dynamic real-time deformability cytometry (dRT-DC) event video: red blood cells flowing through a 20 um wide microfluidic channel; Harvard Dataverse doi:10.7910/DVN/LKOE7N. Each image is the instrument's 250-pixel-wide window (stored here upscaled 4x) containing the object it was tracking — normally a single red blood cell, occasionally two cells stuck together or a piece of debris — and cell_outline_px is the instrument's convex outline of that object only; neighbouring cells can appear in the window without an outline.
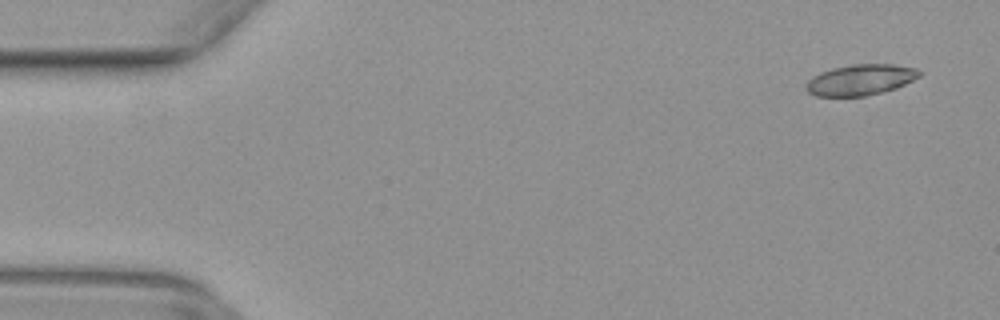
{"species": "common noctule bat (a hibernating species)", "species_latin": "Nyctalus noctula", "temperature_condition": "warm", "stored_images_in_passage": 8, "camera_frame_rate_fps": 3000, "um_per_image_px": 0.085, "animal": {"sex": "female", "body_mass_g": 29.2, "forearm_length_mm": 56.3}, "frame": {"image": 1, "passage_image": 2, "time_ms": 0.333, "image_size_px": [1000, 320], "cell_outline_px": [[920, 76], [896, 88], [864, 96], [816, 96], [808, 92], [804, 84], [808, 80], [820, 72], [832, 68], [852, 64], [892, 64], [916, 68], [920, 72]], "centroid_in_image_um": [73.11, 6.78], "position_along_channel_um": 11.9, "area_um2": 20.23}}